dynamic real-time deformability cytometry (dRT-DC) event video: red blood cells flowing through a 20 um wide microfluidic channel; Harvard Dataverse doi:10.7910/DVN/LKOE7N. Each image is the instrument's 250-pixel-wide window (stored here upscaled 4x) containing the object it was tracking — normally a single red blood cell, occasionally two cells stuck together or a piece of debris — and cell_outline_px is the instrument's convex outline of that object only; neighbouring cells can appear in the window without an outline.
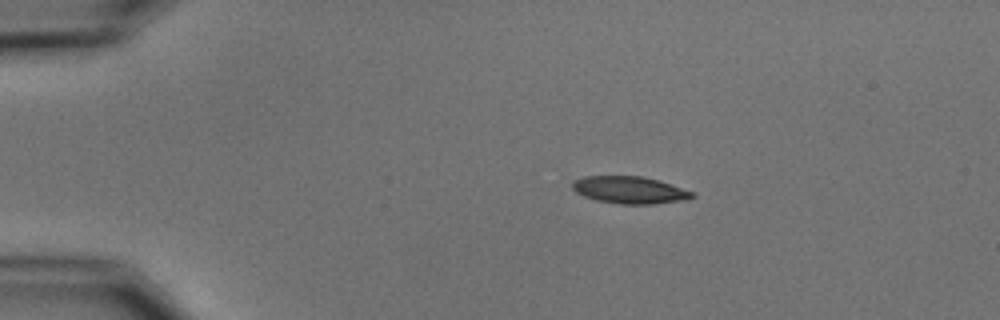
{"species": "common noctule bat (a hibernating species)", "species_latin": "Nyctalus noctula", "temperature_condition": "cold", "stored_images_in_passage": 3, "camera_frame_rate_fps": 3000, "um_per_image_px": 0.085, "animal": {"sex": "male", "body_mass_g": 15.6}, "frame": {"image": 1, "passage_image": 2, "time_ms": 1.333, "image_size_px": [1000, 320], "cell_outline_px": [[696, 196], [692, 200], [652, 204], [620, 204], [596, 200], [584, 196], [576, 192], [572, 188], [572, 184], [576, 180], [584, 176], [644, 176], [696, 192]], "centroid_in_image_um": [53.6, 16.16], "position_along_channel_um": 31.4, "area_um2": 19.19}}